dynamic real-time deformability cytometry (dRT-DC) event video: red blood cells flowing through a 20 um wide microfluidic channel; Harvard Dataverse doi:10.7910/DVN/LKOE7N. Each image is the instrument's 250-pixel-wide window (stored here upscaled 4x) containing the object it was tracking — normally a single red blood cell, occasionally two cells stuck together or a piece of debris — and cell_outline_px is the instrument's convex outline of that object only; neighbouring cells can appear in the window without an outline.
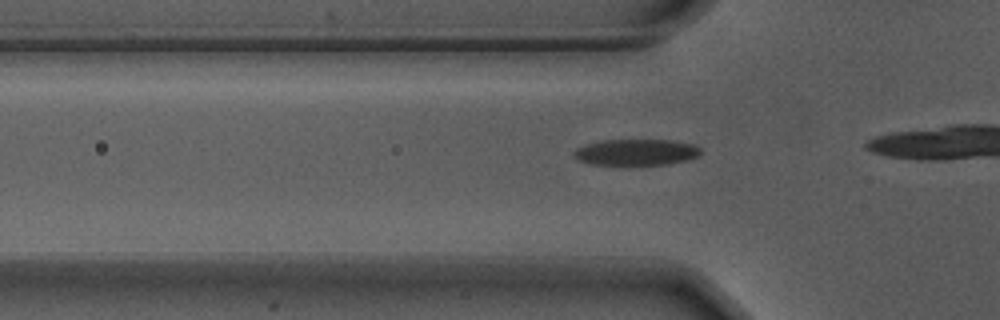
{"species": "Egyptian fruit bat (a non-hibernating species)", "species_latin": "Rousettus aegyptiacus", "temperature_condition": "warm", "stored_images_in_passage": 7, "camera_frame_rate_fps": 3000, "um_per_image_px": 0.085, "animal": {"sex": "male"}, "frame": {"image": 1, "passage_image": 2, "time_ms": 0.333, "image_size_px": [1000, 320], "cell_outline_px": [[700, 152], [696, 156], [684, 160], [668, 164], [592, 164], [580, 160], [572, 152], [588, 144], [604, 140], [668, 140], [692, 144], [700, 148]], "centroid_in_image_um": [54.09, 12.93], "position_along_channel_um": 71.7, "area_um2": 18.67}}
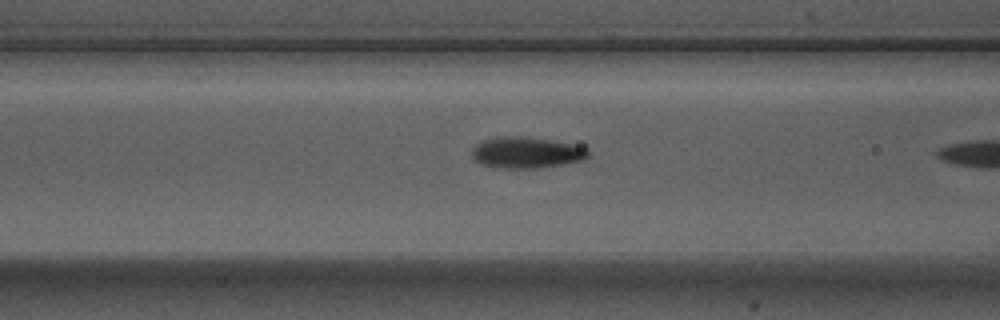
{"frame": {"image": 2, "passage_image": 6, "time_ms": 1.667, "image_size_px": [1000, 320], "cell_outline_px": [[588, 156], [584, 160], [540, 168], [500, 168], [484, 164], [476, 160], [472, 156], [472, 148], [476, 144], [484, 140], [504, 136], [520, 136], [548, 140], [572, 144], [584, 148], [588, 152]], "centroid_in_image_um": [44.73, 12.97], "position_along_channel_um": 121.9, "area_um2": 20.75}}